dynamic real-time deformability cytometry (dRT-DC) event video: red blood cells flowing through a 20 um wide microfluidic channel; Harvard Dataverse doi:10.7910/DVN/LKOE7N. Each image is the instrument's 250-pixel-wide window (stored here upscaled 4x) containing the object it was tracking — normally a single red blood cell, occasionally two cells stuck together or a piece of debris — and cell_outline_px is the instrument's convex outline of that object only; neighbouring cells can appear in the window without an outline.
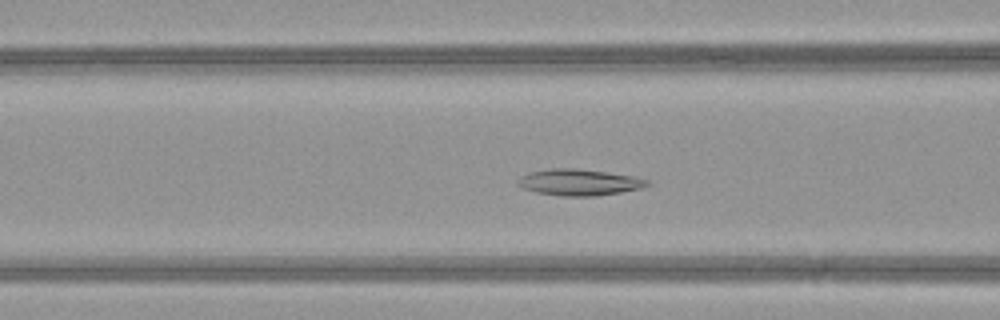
{"species": "common noctule bat (a hibernating species)", "species_latin": "Nyctalus noctula", "temperature_condition": "warm", "stored_images_in_passage": 43, "camera_frame_rate_fps": 3000, "um_per_image_px": 0.085, "animal": {"sex": "female", "body_mass_g": 21.9}, "frame": {"image": 1, "passage_image": 14, "time_ms": 4.333, "image_size_px": [1000, 320], "cell_outline_px": [[652, 184], [644, 188], [596, 196], [564, 196], [536, 192], [524, 188], [516, 184], [516, 180], [520, 176], [528, 172], [552, 168], [576, 168], [632, 176], [648, 180]], "centroid_in_image_um": [49.21, 15.49], "position_along_channel_um": 117.4, "area_um2": 19.88}}
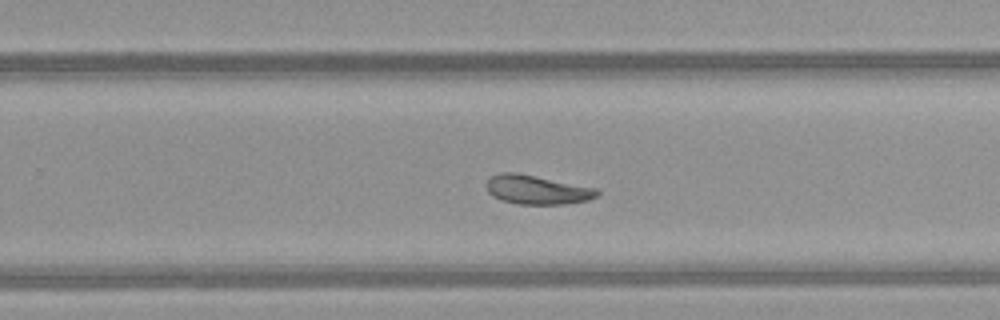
{"frame": {"image": 2, "passage_image": 26, "time_ms": 8.333, "image_size_px": [1000, 320], "cell_outline_px": [[600, 196], [588, 200], [564, 204], [516, 204], [500, 200], [492, 196], [488, 192], [484, 184], [492, 176], [500, 172], [516, 172], [596, 188], [600, 192]], "centroid_in_image_um": [45.62, 16.13], "position_along_channel_um": 284.2, "area_um2": 18.9}}
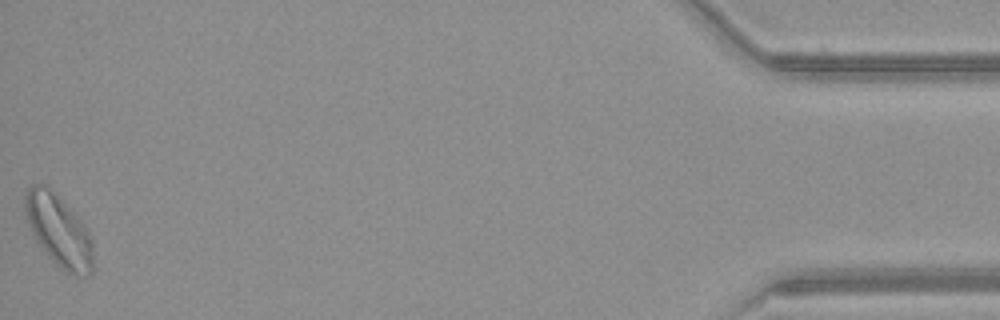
{"frame": {"image": 3, "passage_image": 43, "time_ms": 14.0, "image_size_px": [1000, 320], "cell_outline_px": [[96, 268], [88, 276], [76, 276], [60, 268], [52, 260], [32, 236], [24, 216], [24, 192], [32, 184], [44, 184], [52, 188], [56, 192], [84, 224], [92, 236]], "centroid_in_image_um": [5.01, 19.6], "position_along_channel_um": 430.2, "area_um2": 29.54}, "authors_computed_cell_mechanics": {"area_um2": 20.1722, "velocity_mm_per_s": 4.1733, "shape_relaxation_time_tau1_ms": 7.2777, "shape_relaxation_time_tau2_ms": 2.046, "deformation_change_tau1": 0.1656, "deformation_change_tau2": 0.0696}}